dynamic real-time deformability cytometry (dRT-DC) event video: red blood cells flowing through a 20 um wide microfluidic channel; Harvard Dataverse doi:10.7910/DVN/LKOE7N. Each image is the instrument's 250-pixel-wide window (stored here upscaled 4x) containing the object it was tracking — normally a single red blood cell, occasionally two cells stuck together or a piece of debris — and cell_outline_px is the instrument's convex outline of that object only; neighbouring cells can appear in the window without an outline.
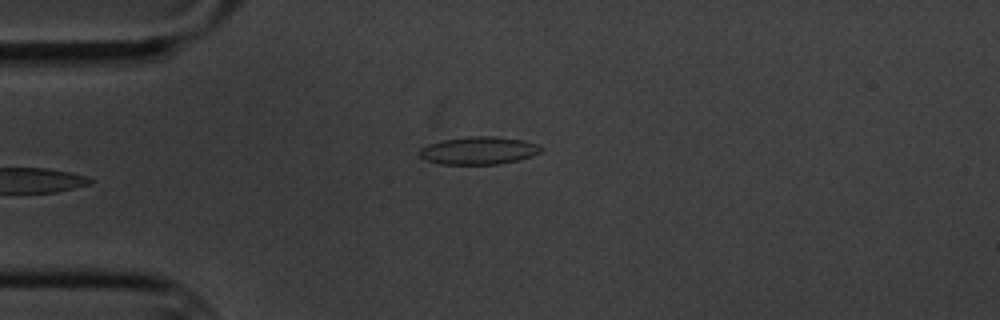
{"species": "common noctule bat (a hibernating species)", "species_latin": "Nyctalus noctula", "temperature_condition": "cold", "stored_images_in_passage": 5, "camera_frame_rate_fps": 3000, "um_per_image_px": 0.085, "animal": {"sex": "male", "body_mass_g": 20.1, "forearm_length_mm": 53.5}, "frame": {"image": 1, "passage_image": 5, "time_ms": 4.667, "image_size_px": [1000, 320], "cell_outline_px": [[544, 148], [540, 152], [532, 156], [500, 164], [440, 164], [424, 160], [416, 152], [420, 148], [428, 144], [440, 140], [468, 136], [496, 136], [524, 140], [540, 144]], "centroid_in_image_um": [40.67, 12.78], "position_along_channel_um": 44.3, "area_um2": 20.0}}